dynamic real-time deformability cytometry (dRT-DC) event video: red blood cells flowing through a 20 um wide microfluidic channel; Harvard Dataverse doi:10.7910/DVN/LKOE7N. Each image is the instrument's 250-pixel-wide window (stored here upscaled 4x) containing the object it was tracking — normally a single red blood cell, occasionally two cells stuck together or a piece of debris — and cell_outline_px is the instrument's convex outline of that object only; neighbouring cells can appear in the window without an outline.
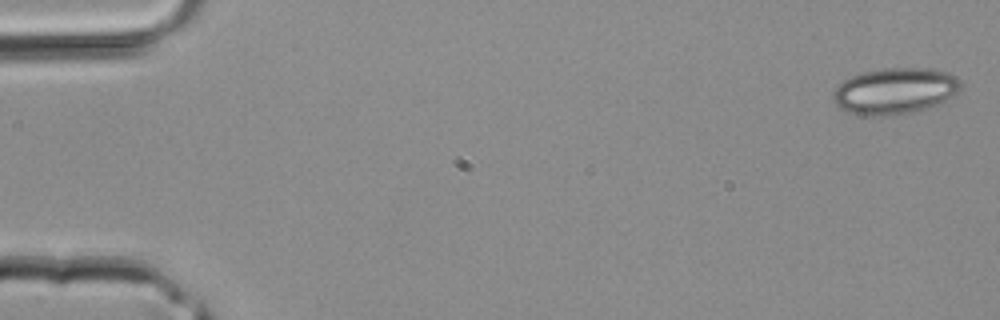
{"species": "common noctule bat (a hibernating species)", "species_latin": "Nyctalus noctula", "temperature_condition": "room temperature", "stored_images_in_passage": 41, "camera_frame_rate_fps": 3000, "um_per_image_px": 0.085, "animal": {"sex": "male", "body_mass_g": 20.4}, "frame": {"image": 1, "passage_image": 1, "time_ms": 0.0, "image_size_px": [1000, 320], "cell_outline_px": [[960, 88], [952, 96], [940, 104], [916, 112], [896, 116], [864, 116], [840, 108], [832, 100], [832, 92], [844, 80], [852, 76], [864, 72], [884, 68], [932, 68], [948, 72], [956, 76], [960, 80]], "centroid_in_image_um": [76.08, 7.75], "position_along_channel_um": 8.9, "area_um2": 34.74}}
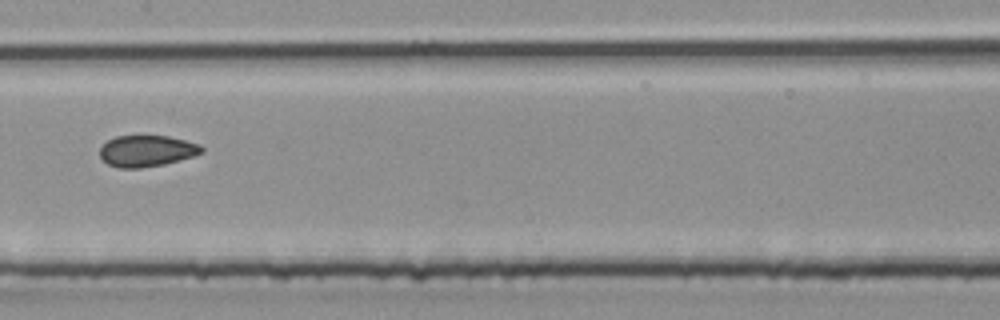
{"frame": {"image": 2, "passage_image": 21, "time_ms": 6.667, "image_size_px": [1000, 320], "cell_outline_px": [[204, 152], [192, 156], [164, 164], [140, 168], [120, 168], [108, 164], [100, 156], [100, 148], [108, 140], [116, 136], [168, 136], [200, 144], [204, 148]], "centroid_in_image_um": [12.48, 12.83], "position_along_channel_um": 194.9, "area_um2": 18.44}}
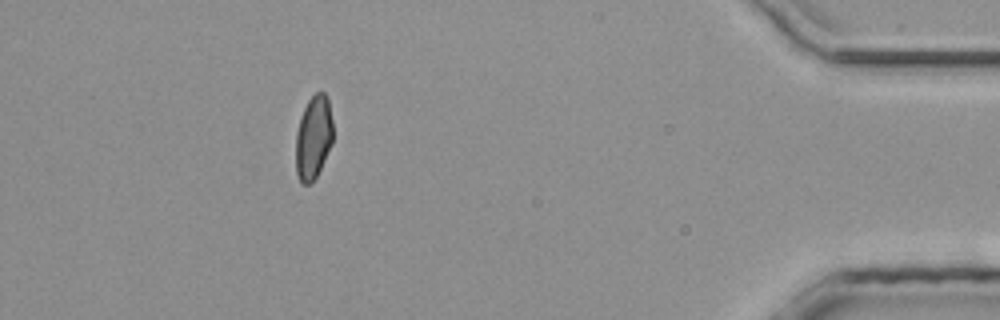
{"frame": {"image": 3, "passage_image": 37, "time_ms": 12.0, "image_size_px": [1000, 320], "cell_outline_px": [[332, 144], [312, 184], [300, 184], [296, 172], [296, 132], [300, 116], [308, 100], [316, 92], [324, 92], [328, 96], [332, 120]], "centroid_in_image_um": [26.63, 11.68], "position_along_channel_um": 408.6, "area_um2": 18.26}}